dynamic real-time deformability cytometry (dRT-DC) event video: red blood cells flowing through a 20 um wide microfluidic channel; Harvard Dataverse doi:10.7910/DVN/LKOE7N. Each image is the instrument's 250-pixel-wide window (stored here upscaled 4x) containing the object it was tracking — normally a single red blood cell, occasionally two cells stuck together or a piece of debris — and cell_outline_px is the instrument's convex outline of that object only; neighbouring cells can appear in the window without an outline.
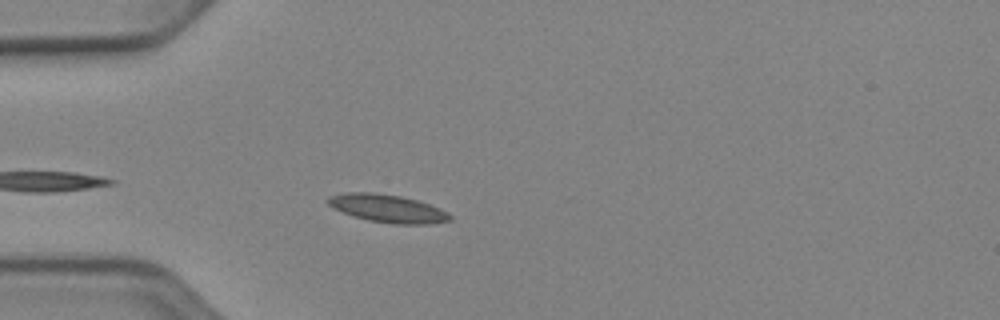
{"species": "Egyptian fruit bat (a non-hibernating species)", "species_latin": "Rousettus aegyptiacus", "temperature_condition": "cold", "stored_images_in_passage": 36, "camera_frame_rate_fps": 3000, "um_per_image_px": 0.085, "animal": {"sex": "female"}, "frame": {"image": 1, "passage_image": 1, "time_ms": 0.0, "image_size_px": [1000, 320], "cell_outline_px": [[452, 220], [432, 224], [396, 224], [368, 220], [352, 216], [328, 204], [324, 200], [328, 196], [348, 192], [372, 192], [400, 196], [416, 200], [428, 204], [448, 212], [452, 216]], "centroid_in_image_um": [32.94, 17.72], "position_along_channel_um": 52.1, "area_um2": 19.77}}
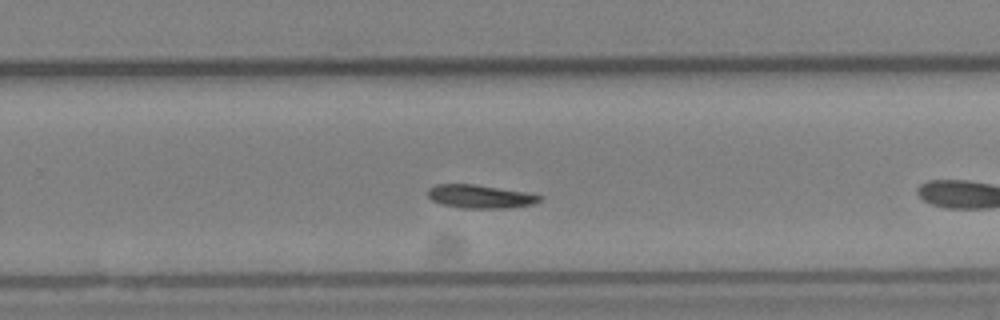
{"frame": {"image": 2, "passage_image": 17, "time_ms": 5.333, "image_size_px": [1000, 320], "cell_outline_px": [[540, 200], [532, 204], [508, 208], [464, 208], [444, 204], [432, 200], [428, 196], [428, 188], [436, 184], [476, 184], [524, 192], [540, 196]], "centroid_in_image_um": [40.77, 16.69], "position_along_channel_um": 289.0, "area_um2": 14.97}}
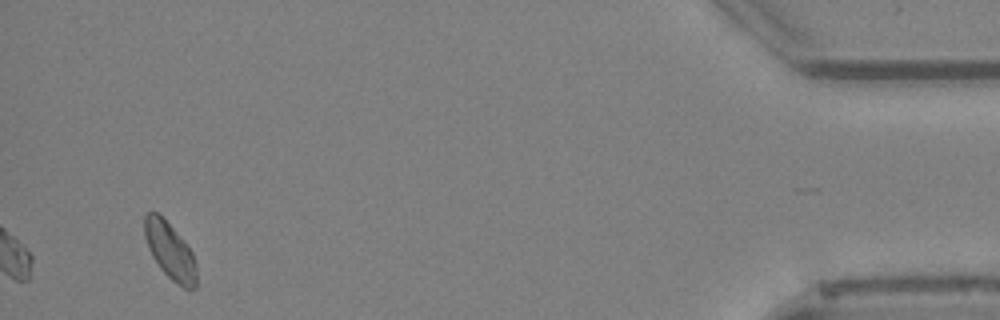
{"frame": {"image": 3, "passage_image": 36, "time_ms": 11.667, "image_size_px": [1000, 320], "cell_outline_px": [[196, 288], [184, 288], [172, 280], [160, 268], [152, 256], [148, 248], [144, 236], [144, 216], [148, 212], [156, 212], [172, 228], [192, 252], [196, 264]], "centroid_in_image_um": [14.43, 21.34], "position_along_channel_um": 420.8, "area_um2": 16.76}}